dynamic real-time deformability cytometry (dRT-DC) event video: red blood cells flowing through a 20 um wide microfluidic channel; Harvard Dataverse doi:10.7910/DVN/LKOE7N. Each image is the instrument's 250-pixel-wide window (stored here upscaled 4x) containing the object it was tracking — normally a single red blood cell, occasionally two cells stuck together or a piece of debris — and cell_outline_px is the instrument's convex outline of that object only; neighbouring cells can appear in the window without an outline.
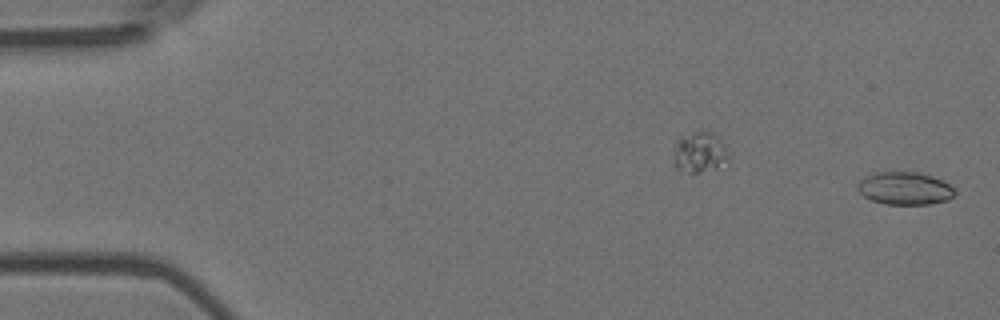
{"species": "Egyptian fruit bat (a non-hibernating species)", "species_latin": "Rousettus aegyptiacus", "temperature_condition": "room temperature", "stored_images_in_passage": 49, "camera_frame_rate_fps": 3000, "um_per_image_px": 0.085, "animal": {"sex": "female"}, "frame": {"image": 1, "passage_image": 1, "time_ms": 0.0, "image_size_px": [1000, 320], "cell_outline_px": [[956, 192], [948, 200], [928, 204], [884, 204], [872, 200], [864, 196], [856, 188], [860, 180], [864, 176], [872, 172], [920, 172], [944, 180], [956, 188]], "centroid_in_image_um": [76.92, 15.99], "position_along_channel_um": 8.1, "area_um2": 18.79}}
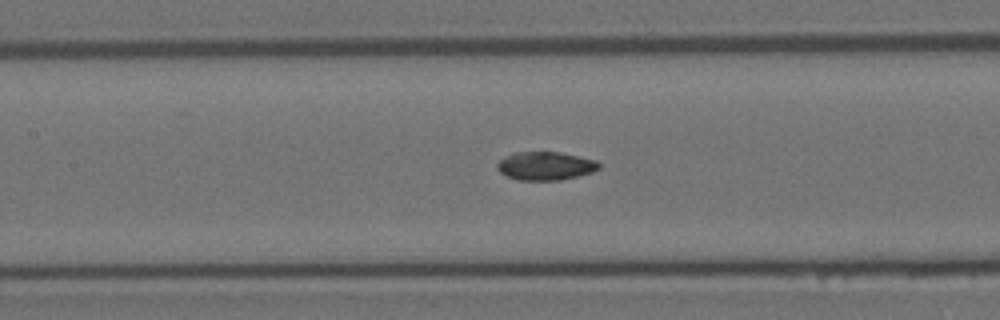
{"frame": {"image": 2, "passage_image": 25, "time_ms": 8.0, "image_size_px": [1000, 320], "cell_outline_px": [[600, 168], [592, 172], [560, 180], [516, 180], [500, 172], [496, 168], [496, 164], [504, 156], [512, 152], [560, 152], [596, 160], [600, 164]], "centroid_in_image_um": [46.33, 14.09], "position_along_channel_um": 161.1, "area_um2": 16.88}}
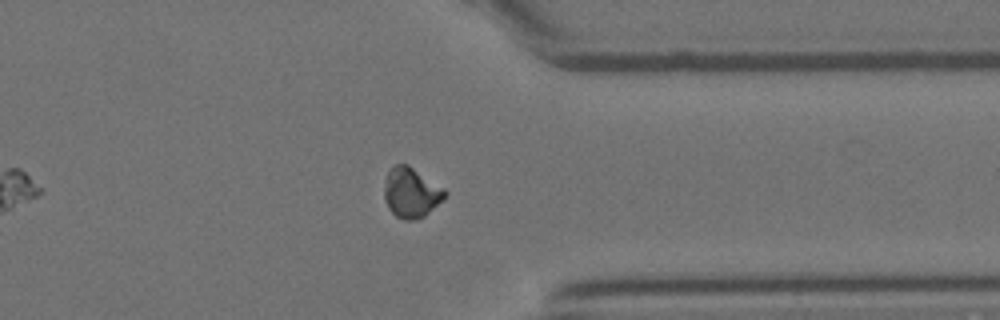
{"frame": {"image": 3, "passage_image": 43, "time_ms": 14.0, "image_size_px": [1000, 320], "cell_outline_px": [[448, 196], [424, 216], [412, 220], [404, 220], [396, 216], [388, 208], [384, 200], [384, 188], [388, 172], [392, 164], [408, 164], [444, 188], [448, 192]], "centroid_in_image_um": [34.96, 16.37], "position_along_channel_um": 376.4, "area_um2": 17.8}, "authors_computed_cell_mechanics": {"area_um2": 17.2822, "velocity_mm_per_s": 3.6812, "shape_relaxation_time_tau1_ms": null, "shape_relaxation_time_tau2_ms": 2.5246, "deformation_change_tau1": null, "deformation_change_tau2": 0.0662}}